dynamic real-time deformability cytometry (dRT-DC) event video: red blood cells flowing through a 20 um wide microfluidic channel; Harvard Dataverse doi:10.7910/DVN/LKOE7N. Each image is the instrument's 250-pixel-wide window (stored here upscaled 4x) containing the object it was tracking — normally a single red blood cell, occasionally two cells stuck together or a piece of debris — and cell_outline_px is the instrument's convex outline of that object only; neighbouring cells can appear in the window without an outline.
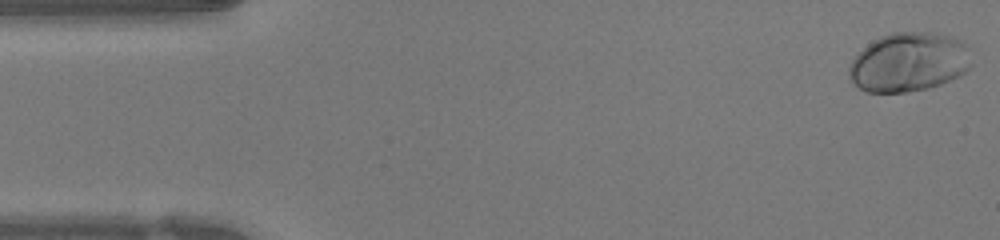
{"species": "human", "species_latin": "Homo sapiens", "temperature_condition": "warm", "stored_images_in_passage": 47, "camera_frame_rate_fps": 3000, "um_per_image_px": 0.085, "donor": {"sex": "female"}, "frame": {"image": 1, "passage_image": 1, "time_ms": 0.0, "image_size_px": [1000, 240], "cell_outline_px": [[972, 64], [960, 76], [940, 84], [928, 88], [908, 92], [868, 92], [860, 88], [848, 76], [848, 68], [852, 60], [872, 40], [888, 32], [932, 32], [952, 36], [968, 44]], "centroid_in_image_um": [77.28, 5.27], "position_along_channel_um": 7.7, "area_um2": 42.48}}
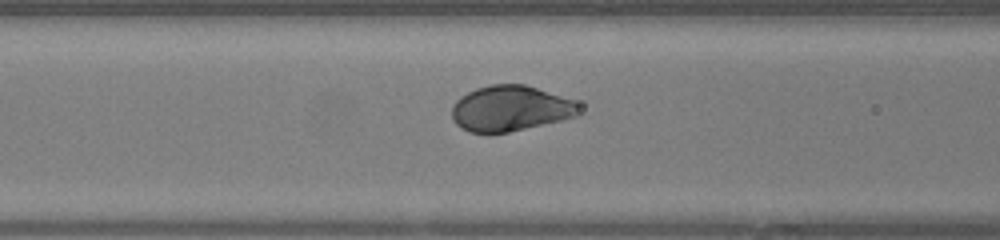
{"frame": {"image": 2, "passage_image": 18, "time_ms": 5.667, "image_size_px": [1000, 240], "cell_outline_px": [[580, 116], [564, 120], [508, 132], [468, 132], [460, 128], [452, 120], [452, 104], [460, 96], [476, 88], [492, 84], [524, 84], [572, 100], [580, 104]], "centroid_in_image_um": [43.38, 9.22], "position_along_channel_um": 123.2, "area_um2": 33.87}}
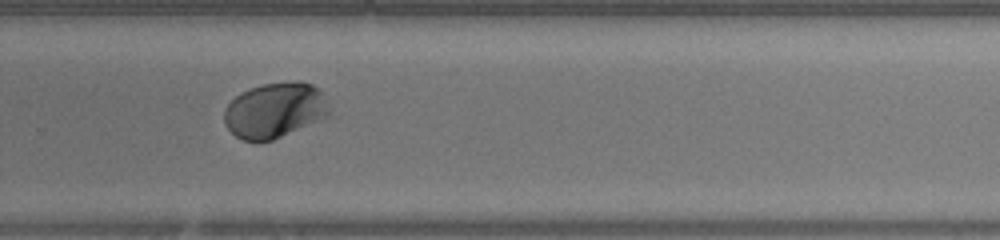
{"frame": {"image": 3, "passage_image": 31, "time_ms": 10.0, "image_size_px": [1000, 240], "cell_outline_px": [[332, 116], [272, 140], [244, 140], [236, 136], [224, 124], [224, 108], [240, 92], [264, 84], [296, 80], [312, 84], [320, 88], [332, 108]], "centroid_in_image_um": [23.44, 9.36], "position_along_channel_um": 306.4, "area_um2": 34.33}, "authors_computed_cell_mechanics": {"area_um2": 34.68, "velocity_mm_per_s": 4.2391, "shape_relaxation_time_tau1_ms": 2.4862, "shape_relaxation_time_tau2_ms": null, "deformation_change_tau1": 0.174, "deformation_change_tau2": null}}